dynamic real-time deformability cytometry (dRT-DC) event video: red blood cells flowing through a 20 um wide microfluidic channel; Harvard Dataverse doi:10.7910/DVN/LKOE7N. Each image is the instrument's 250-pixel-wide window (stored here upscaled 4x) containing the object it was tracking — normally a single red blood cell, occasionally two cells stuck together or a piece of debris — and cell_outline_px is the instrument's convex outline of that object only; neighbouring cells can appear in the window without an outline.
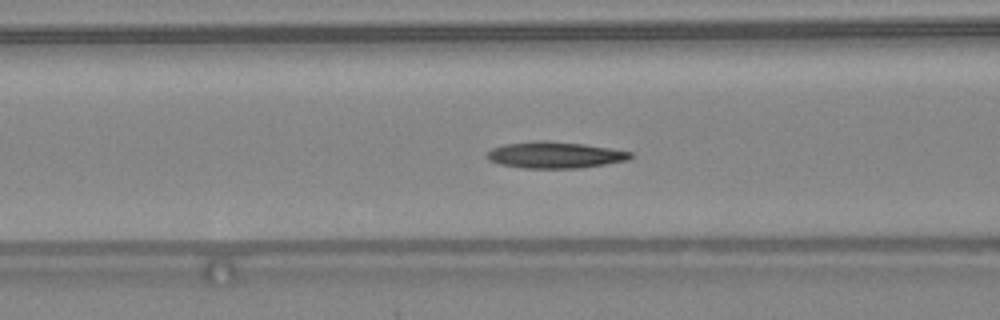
{"species": "common noctule bat (a hibernating species)", "species_latin": "Nyctalus noctula", "temperature_condition": "warm", "stored_images_in_passage": 14, "camera_frame_rate_fps": 3000, "um_per_image_px": 0.085, "animal": {"sex": "female", "body_mass_g": 24.6, "forearm_length_mm": 56.2}, "frame": {"image": 1, "passage_image": 6, "time_ms": 1.667, "image_size_px": [1000, 320], "cell_outline_px": [[636, 156], [628, 160], [580, 168], [524, 168], [500, 164], [488, 160], [484, 156], [492, 148], [504, 144], [536, 140], [548, 140], [584, 144], [632, 152]], "centroid_in_image_um": [47.16, 13.16], "position_along_channel_um": 119.4, "area_um2": 22.25}}
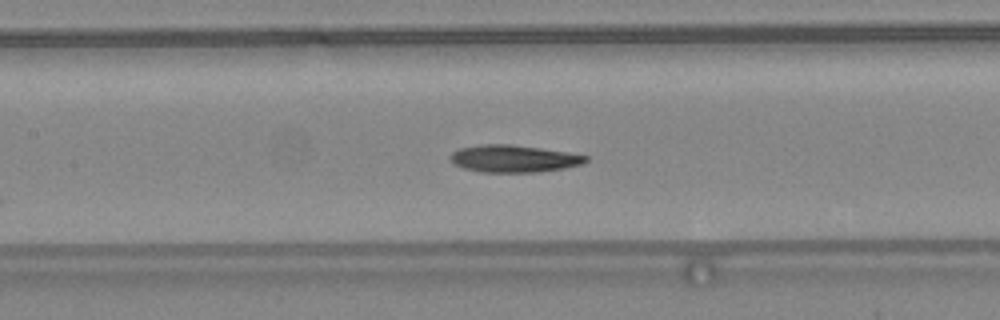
{"frame": {"image": 2, "passage_image": 9, "time_ms": 2.667, "image_size_px": [1000, 320], "cell_outline_px": [[588, 160], [584, 164], [564, 168], [536, 172], [480, 172], [464, 168], [452, 164], [448, 156], [452, 152], [460, 148], [480, 144], [508, 144], [540, 148], [568, 152], [588, 156]], "centroid_in_image_um": [43.64, 13.48], "position_along_channel_um": 163.8, "area_um2": 21.62}}